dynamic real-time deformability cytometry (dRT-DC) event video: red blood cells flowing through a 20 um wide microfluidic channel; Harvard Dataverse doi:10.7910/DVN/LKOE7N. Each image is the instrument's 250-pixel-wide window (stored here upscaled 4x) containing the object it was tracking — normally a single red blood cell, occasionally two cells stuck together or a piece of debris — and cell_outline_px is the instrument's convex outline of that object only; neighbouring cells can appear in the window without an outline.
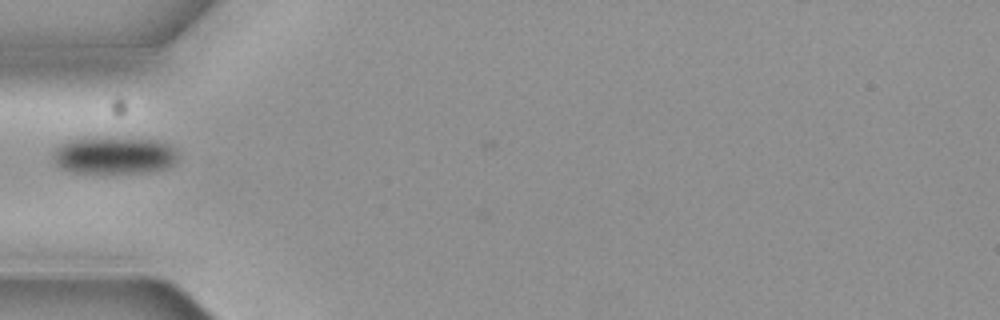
{"species": "common noctule bat (a hibernating species)", "species_latin": "Nyctalus noctula", "temperature_condition": "cold", "stored_images_in_passage": 1, "camera_frame_rate_fps": 3000, "um_per_image_px": 0.085, "animal": {"sex": "female", "body_mass_g": 19.3, "forearm_length_mm": 54.1}, "frame": {"image": 1, "passage_image": 1, "time_ms": 0.0, "image_size_px": [1000, 320], "cell_outline_px": [[176, 160], [172, 164], [164, 168], [140, 172], [72, 172], [60, 168], [52, 160], [52, 156], [56, 148], [60, 144], [72, 140], [92, 136], [96, 136], [156, 140], [168, 144], [176, 152]], "centroid_in_image_um": [9.63, 13.18], "position_along_channel_um": 75.4, "area_um2": 26.99}}